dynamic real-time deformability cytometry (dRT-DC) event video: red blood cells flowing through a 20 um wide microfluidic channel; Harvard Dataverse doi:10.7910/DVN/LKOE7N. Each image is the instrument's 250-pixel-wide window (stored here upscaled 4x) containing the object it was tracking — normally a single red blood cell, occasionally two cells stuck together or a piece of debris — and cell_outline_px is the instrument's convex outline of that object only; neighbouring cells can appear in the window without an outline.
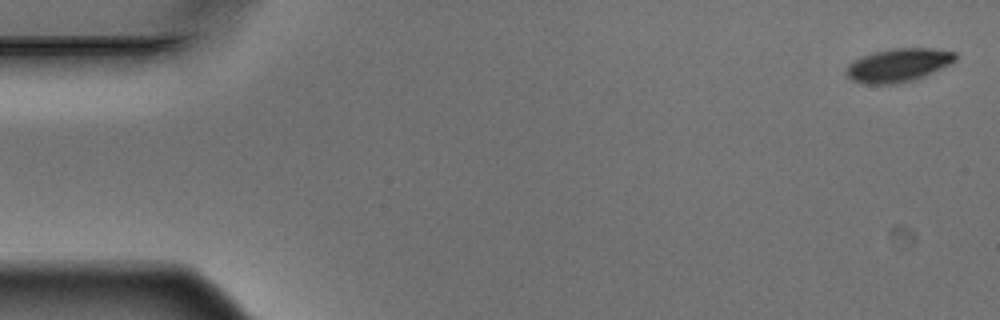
{"species": "Egyptian fruit bat (a non-hibernating species)", "species_latin": "Rousettus aegyptiacus", "temperature_condition": "warm", "stored_images_in_passage": 5, "camera_frame_rate_fps": 3000, "um_per_image_px": 0.085, "animal": {"sex": "male"}, "frame": {"image": 1, "passage_image": 1, "time_ms": 0.0, "image_size_px": [1000, 320], "cell_outline_px": [[956, 60], [952, 64], [924, 76], [912, 80], [892, 84], [860, 84], [852, 80], [844, 72], [844, 68], [852, 60], [876, 52], [892, 48], [932, 48], [956, 52]], "centroid_in_image_um": [76.34, 5.54], "position_along_channel_um": 8.7, "area_um2": 21.39}}
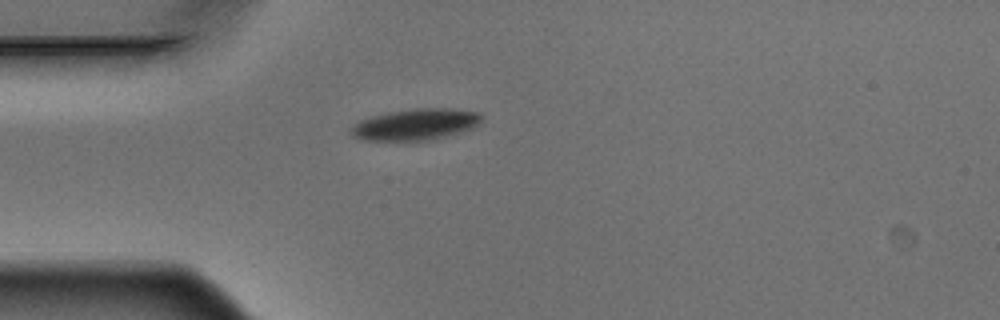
{"frame": {"image": 2, "passage_image": 5, "time_ms": 1.333, "image_size_px": [1000, 320], "cell_outline_px": [[484, 116], [472, 128], [444, 136], [428, 140], [364, 140], [352, 136], [348, 128], [352, 124], [360, 120], [372, 116], [388, 112], [416, 108], [452, 108], [480, 112]], "centroid_in_image_um": [35.28, 10.56], "position_along_channel_um": 49.7, "area_um2": 23.76}}